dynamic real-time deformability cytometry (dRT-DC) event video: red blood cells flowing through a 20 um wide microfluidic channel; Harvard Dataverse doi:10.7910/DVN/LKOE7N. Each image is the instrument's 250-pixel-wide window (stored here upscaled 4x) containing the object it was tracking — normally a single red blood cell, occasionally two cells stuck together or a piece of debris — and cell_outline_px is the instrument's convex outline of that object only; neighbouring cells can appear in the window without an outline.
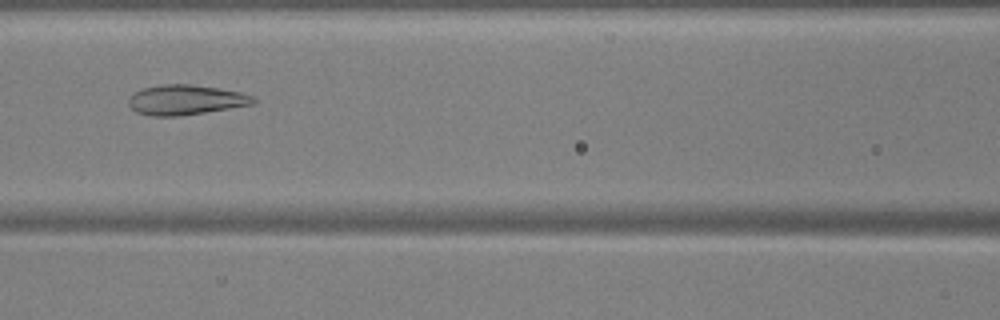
{"species": "common noctule bat (a hibernating species)", "species_latin": "Nyctalus noctula", "temperature_condition": "warm", "stored_images_in_passage": 54, "camera_frame_rate_fps": 3000, "um_per_image_px": 0.085, "animal": {"sex": "male", "body_mass_g": 17.9, "forearm_length_mm": 54.2}, "frame": {"image": 1, "passage_image": 25, "time_ms": 8.0, "image_size_px": [1000, 320], "cell_outline_px": [[256, 104], [180, 116], [152, 116], [136, 112], [128, 104], [128, 96], [144, 88], [164, 84], [192, 84], [240, 92], [256, 96]], "centroid_in_image_um": [15.8, 8.49], "position_along_channel_um": 150.8, "area_um2": 21.85}}
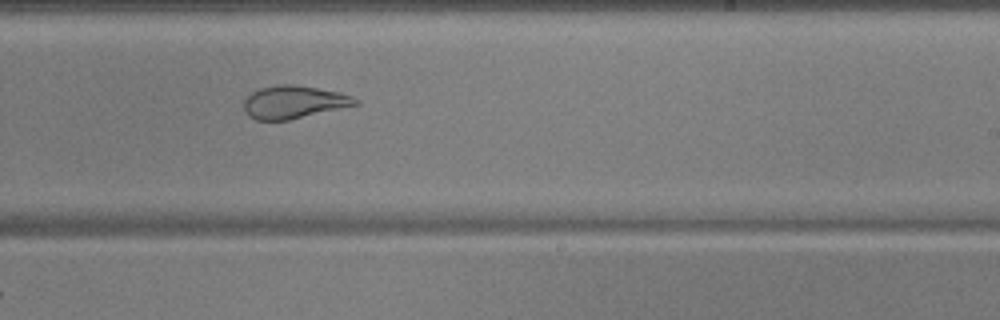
{"frame": {"image": 2, "passage_image": 34, "time_ms": 11.0, "image_size_px": [1000, 320], "cell_outline_px": [[360, 104], [288, 120], [256, 120], [248, 116], [244, 108], [244, 100], [252, 92], [260, 88], [280, 84], [292, 84], [340, 92], [352, 96], [360, 100]], "centroid_in_image_um": [24.99, 8.68], "position_along_channel_um": 264.0, "area_um2": 21.27}}
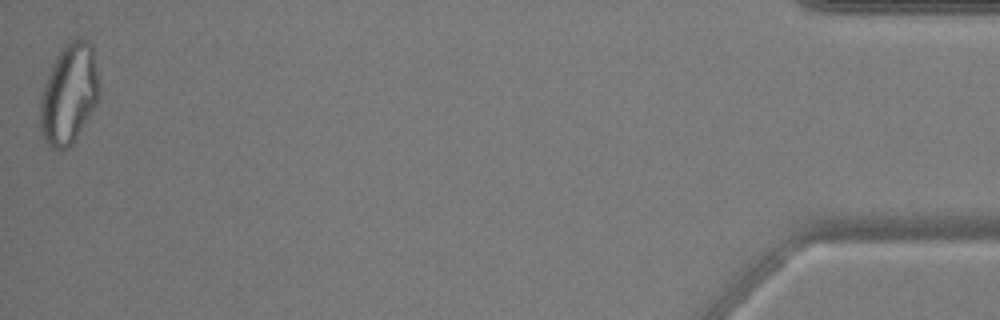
{"frame": {"image": 3, "passage_image": 54, "time_ms": 17.667, "image_size_px": [1000, 320], "cell_outline_px": [[100, 96], [96, 104], [72, 144], [68, 148], [60, 152], [56, 152], [44, 140], [40, 132], [40, 96], [44, 84], [52, 64], [56, 56], [72, 40], [88, 40], [92, 44], [100, 80]], "centroid_in_image_um": [5.87, 8.03], "position_along_channel_um": 429.3, "area_um2": 34.68}, "authors_computed_cell_mechanics": {"area_um2": 27.8885, "velocity_mm_per_s": 3.7842, "shape_relaxation_time_tau1_ms": 9.348, "shape_relaxation_time_tau2_ms": 1.6132, "deformation_change_tau1": 0.2576, "deformation_change_tau2": 0.0731}}